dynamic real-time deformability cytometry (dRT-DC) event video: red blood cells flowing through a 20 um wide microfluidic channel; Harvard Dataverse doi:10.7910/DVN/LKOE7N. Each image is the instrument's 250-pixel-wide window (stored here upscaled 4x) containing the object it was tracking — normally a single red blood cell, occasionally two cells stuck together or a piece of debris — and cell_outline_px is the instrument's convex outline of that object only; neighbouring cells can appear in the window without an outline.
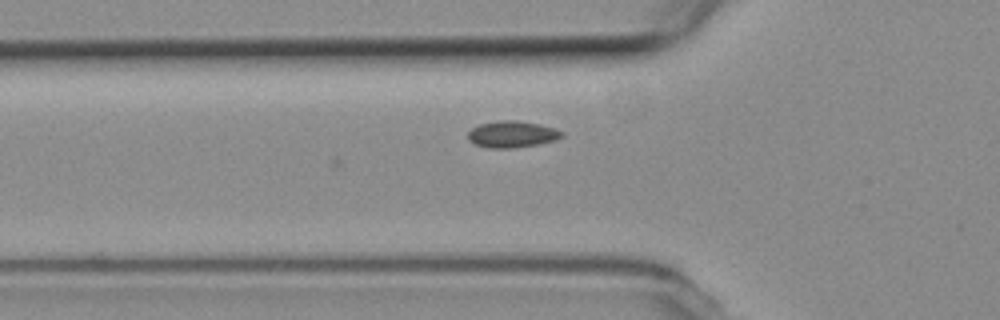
{"species": "common noctule bat (a hibernating species)", "species_latin": "Nyctalus noctula", "temperature_condition": "room temperature", "stored_images_in_passage": 5, "camera_frame_rate_fps": 3000, "um_per_image_px": 0.085, "animal": {"sex": "female", "body_mass_g": 19.3, "forearm_length_mm": 54.1}, "frame": {"image": 1, "passage_image": 5, "time_ms": 1.333, "image_size_px": [1000, 320], "cell_outline_px": [[564, 136], [556, 140], [540, 144], [512, 148], [488, 148], [476, 144], [468, 140], [468, 132], [472, 128], [480, 124], [500, 120], [516, 120], [540, 124], [556, 128], [564, 132]], "centroid_in_image_um": [43.57, 11.41], "position_along_channel_um": 82.2, "area_um2": 14.68}}